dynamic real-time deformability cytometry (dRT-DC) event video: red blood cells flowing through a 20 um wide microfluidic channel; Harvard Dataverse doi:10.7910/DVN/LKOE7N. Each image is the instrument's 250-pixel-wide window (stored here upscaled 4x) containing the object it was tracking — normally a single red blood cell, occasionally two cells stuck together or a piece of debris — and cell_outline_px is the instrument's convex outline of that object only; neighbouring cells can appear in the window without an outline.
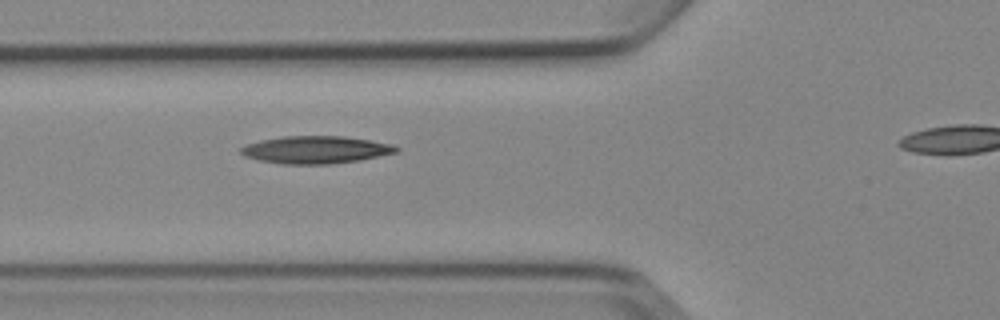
{"species": "Egyptian fruit bat (a non-hibernating species)", "species_latin": "Rousettus aegyptiacus", "temperature_condition": "cold", "stored_images_in_passage": 4, "segment_of_instrument_passage": [1, 2], "camera_frame_rate_fps": 3000, "um_per_image_px": 0.085, "animal": {"sex": "female"}, "frame": {"image": 1, "passage_image": 3, "time_ms": 2.333, "image_size_px": [1000, 320], "cell_outline_px": [[400, 152], [360, 160], [328, 164], [284, 164], [260, 160], [244, 156], [240, 152], [240, 148], [248, 144], [260, 140], [284, 136], [344, 136], [392, 144], [400, 148]], "centroid_in_image_um": [26.87, 12.73], "position_along_channel_um": 98.9, "area_um2": 24.85}}